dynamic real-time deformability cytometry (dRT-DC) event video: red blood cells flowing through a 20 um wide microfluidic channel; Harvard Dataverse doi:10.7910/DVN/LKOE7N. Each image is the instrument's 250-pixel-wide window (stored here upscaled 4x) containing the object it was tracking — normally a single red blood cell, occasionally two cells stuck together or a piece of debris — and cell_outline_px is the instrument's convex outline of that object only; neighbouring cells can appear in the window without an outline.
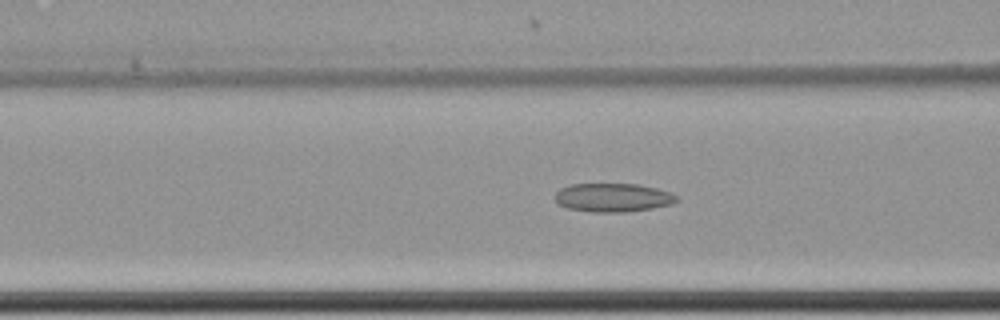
{"species": "common noctule bat (a hibernating species)", "species_latin": "Nyctalus noctula", "temperature_condition": "cold", "stored_images_in_passage": 48, "camera_frame_rate_fps": 3000, "um_per_image_px": 0.085, "animal": {"sex": "female", "body_mass_g": 22.7, "forearm_length_mm": 54.2}, "frame": {"image": 1, "passage_image": 13, "time_ms": 4.0, "image_size_px": [1000, 320], "cell_outline_px": [[676, 200], [672, 204], [652, 208], [624, 212], [592, 212], [568, 208], [560, 204], [556, 200], [556, 192], [560, 188], [568, 184], [636, 184], [656, 188], [668, 192], [676, 196]], "centroid_in_image_um": [52.06, 16.79], "position_along_channel_um": 114.5, "area_um2": 20.06}}
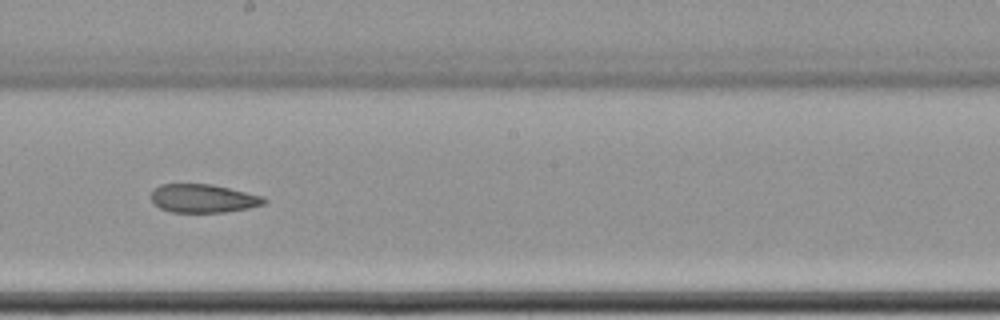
{"frame": {"image": 2, "passage_image": 23, "time_ms": 7.333, "image_size_px": [1000, 320], "cell_outline_px": [[268, 200], [264, 204], [248, 208], [224, 212], [172, 212], [160, 208], [152, 200], [152, 192], [160, 184], [212, 184], [264, 196]], "centroid_in_image_um": [17.31, 16.86], "position_along_channel_um": 230.9, "area_um2": 18.61}}
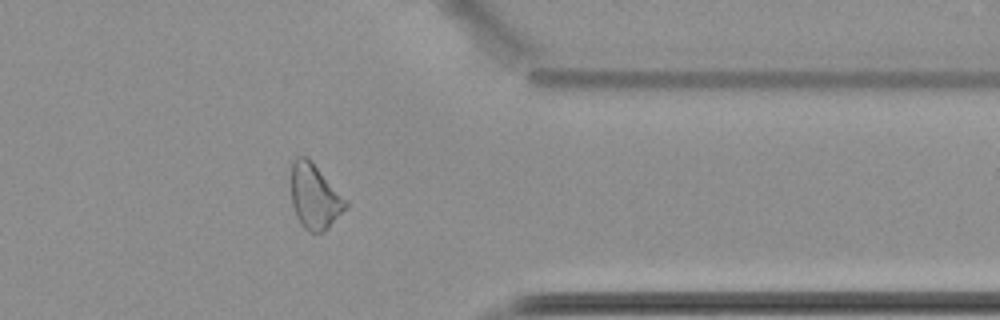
{"frame": {"image": 3, "passage_image": 37, "time_ms": 12.0, "image_size_px": [1000, 320], "cell_outline_px": [[348, 208], [324, 232], [312, 232], [304, 228], [300, 224], [296, 216], [292, 204], [292, 160], [296, 156], [308, 156], [312, 160], [348, 200]], "centroid_in_image_um": [26.78, 16.69], "position_along_channel_um": 384.6, "area_um2": 21.04}, "authors_computed_cell_mechanics": {"area_um2": 20.7791, "velocity_mm_per_s": 3.4966, "shape_relaxation_time_tau1_ms": null, "shape_relaxation_time_tau2_ms": 7.8729, "deformation_change_tau1": null, "deformation_change_tau2": 0.1467}}